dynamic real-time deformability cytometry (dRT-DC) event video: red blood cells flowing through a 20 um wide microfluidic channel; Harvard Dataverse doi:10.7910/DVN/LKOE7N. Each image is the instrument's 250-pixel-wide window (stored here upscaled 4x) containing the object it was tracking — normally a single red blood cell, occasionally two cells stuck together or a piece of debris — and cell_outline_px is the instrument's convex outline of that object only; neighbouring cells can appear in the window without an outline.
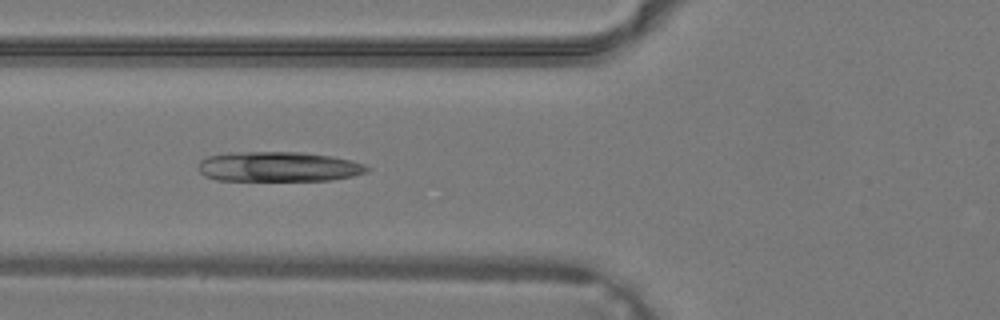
{"species": "common noctule bat (a hibernating species)", "species_latin": "Nyctalus noctula", "temperature_condition": "warm", "stored_images_in_passage": 34, "camera_frame_rate_fps": 3000, "um_per_image_px": 0.085, "animal": {"sex": "male", "body_mass_g": 19.2, "forearm_length_mm": 51.8}, "frame": {"image": 1, "passage_image": 11, "time_ms": 3.333, "image_size_px": [1000, 320], "cell_outline_px": [[372, 168], [368, 172], [352, 176], [328, 180], [216, 180], [204, 176], [200, 172], [200, 160], [208, 156], [236, 152], [300, 152], [332, 156], [364, 164]], "centroid_in_image_um": [23.69, 14.17], "position_along_channel_um": 102.1, "area_um2": 29.25}}
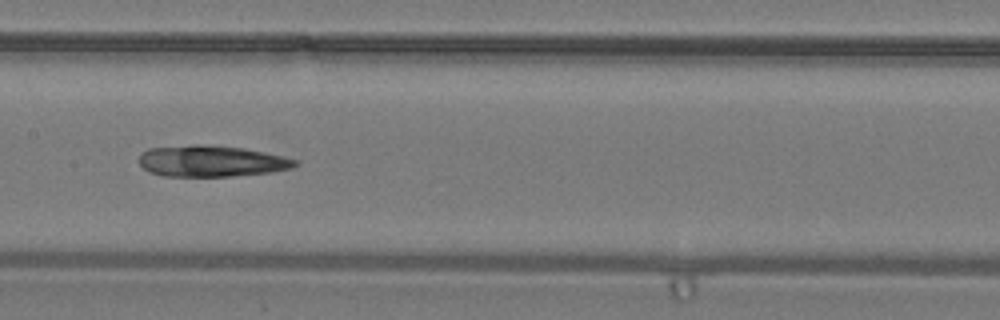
{"frame": {"image": 2, "passage_image": 16, "time_ms": 5.0, "image_size_px": [1000, 320], "cell_outline_px": [[300, 164], [292, 168], [272, 172], [236, 176], [164, 176], [148, 172], [140, 164], [140, 152], [148, 148], [192, 144], [200, 144], [244, 148], [284, 156], [296, 160]], "centroid_in_image_um": [17.97, 13.69], "position_along_channel_um": 189.4, "area_um2": 28.67}}
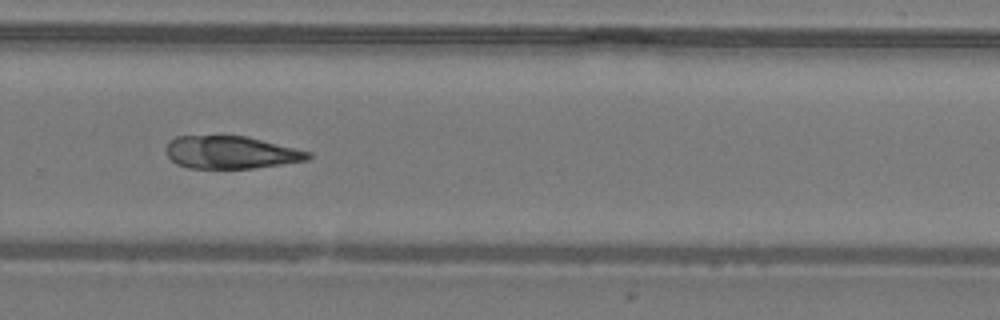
{"frame": {"image": 3, "passage_image": 23, "time_ms": 7.333, "image_size_px": [1000, 320], "cell_outline_px": [[312, 156], [308, 160], [252, 168], [188, 168], [176, 164], [168, 156], [168, 140], [176, 136], [224, 132], [248, 136], [312, 152]], "centroid_in_image_um": [19.6, 12.89], "position_along_channel_um": 310.2, "area_um2": 27.98}}